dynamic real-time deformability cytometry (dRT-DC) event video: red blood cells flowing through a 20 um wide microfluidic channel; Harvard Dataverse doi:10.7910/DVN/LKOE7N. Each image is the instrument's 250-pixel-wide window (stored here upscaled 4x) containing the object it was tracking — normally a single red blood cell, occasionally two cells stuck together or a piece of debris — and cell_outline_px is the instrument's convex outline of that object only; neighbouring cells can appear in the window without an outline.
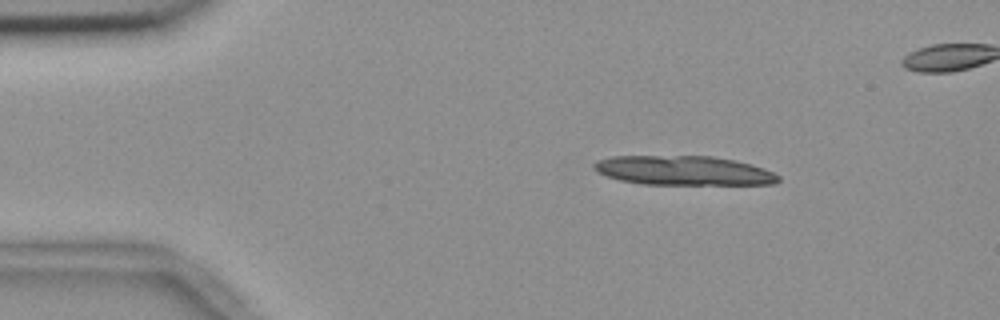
{"species": "common noctule bat (a hibernating species)", "species_latin": "Nyctalus noctula", "temperature_condition": "room temperature", "stored_images_in_passage": 6, "segment_of_instrument_passage": [1, 2], "camera_frame_rate_fps": 3000, "um_per_image_px": 0.085, "animal": {"sex": "female", "body_mass_g": 18.4}, "frame": {"image": 1, "passage_image": 3, "time_ms": 0.667, "image_size_px": [1000, 320], "cell_outline_px": [[780, 180], [776, 184], [640, 184], [620, 180], [596, 172], [592, 168], [592, 164], [596, 160], [612, 156], [712, 156], [736, 160], [752, 164], [764, 168], [780, 176]], "centroid_in_image_um": [58.09, 14.49], "position_along_channel_um": 26.9, "area_um2": 31.73}}